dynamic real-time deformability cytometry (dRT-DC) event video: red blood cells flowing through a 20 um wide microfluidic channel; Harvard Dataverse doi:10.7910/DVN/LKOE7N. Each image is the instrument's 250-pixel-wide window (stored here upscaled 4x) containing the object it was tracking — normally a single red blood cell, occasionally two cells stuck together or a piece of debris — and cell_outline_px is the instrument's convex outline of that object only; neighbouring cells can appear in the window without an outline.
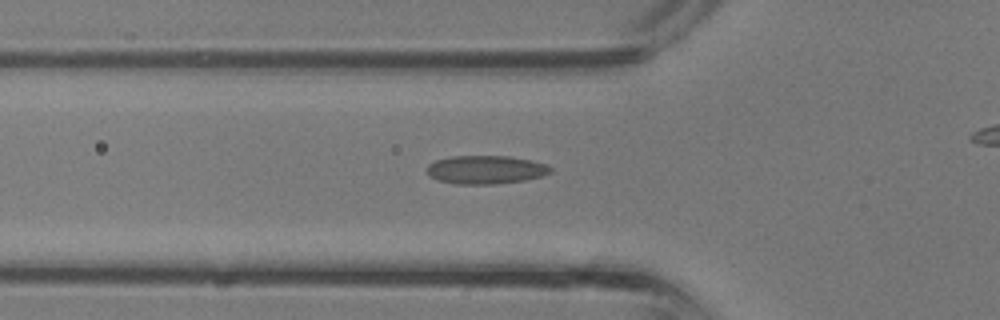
{"species": "common noctule bat (a hibernating species)", "species_latin": "Nyctalus noctula", "temperature_condition": "room temperature", "stored_images_in_passage": 22, "camera_frame_rate_fps": 3000, "um_per_image_px": 0.085, "animal": {"sex": "male", "body_mass_g": 13.3}, "frame": {"image": 1, "passage_image": 2, "time_ms": 0.333, "image_size_px": [1000, 320], "cell_outline_px": [[552, 172], [540, 176], [524, 180], [496, 184], [456, 184], [436, 180], [428, 176], [428, 164], [436, 160], [452, 156], [508, 156], [532, 160], [548, 164], [552, 168]], "centroid_in_image_um": [41.29, 14.42], "position_along_channel_um": 84.5, "area_um2": 20.58}}
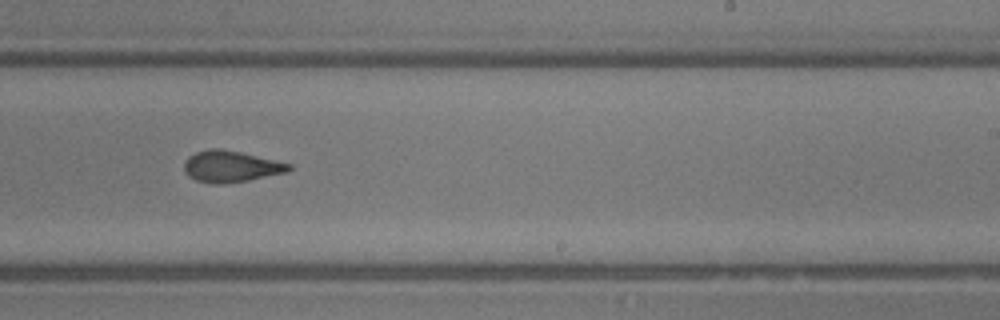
{"frame": {"image": 2, "passage_image": 12, "time_ms": 3.667, "image_size_px": [1000, 320], "cell_outline_px": [[292, 168], [284, 172], [248, 180], [224, 184], [212, 184], [196, 180], [188, 176], [184, 172], [184, 160], [188, 156], [196, 152], [208, 148], [220, 148], [240, 152], [292, 164]], "centroid_in_image_um": [19.56, 14.14], "position_along_channel_um": 269.4, "area_um2": 19.13}}
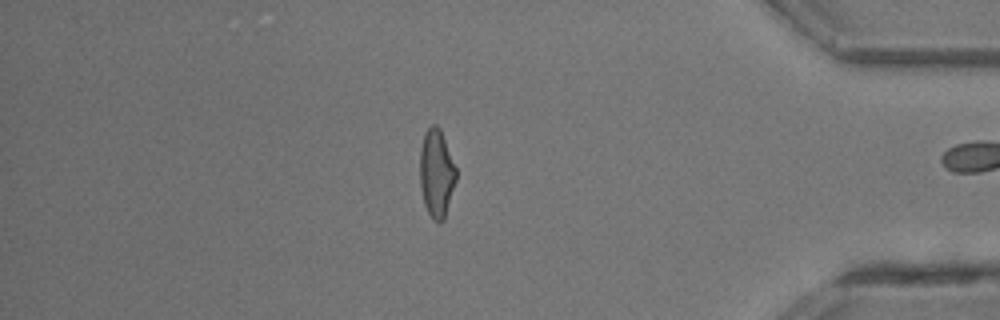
{"frame": {"image": 3, "passage_image": 21, "time_ms": 6.667, "image_size_px": [1000, 320], "cell_outline_px": [[456, 180], [444, 220], [440, 224], [432, 220], [424, 204], [420, 184], [420, 148], [424, 132], [432, 124], [436, 124], [440, 128], [456, 168]], "centroid_in_image_um": [37.09, 14.74], "position_along_channel_um": 398.1, "area_um2": 18.67}}